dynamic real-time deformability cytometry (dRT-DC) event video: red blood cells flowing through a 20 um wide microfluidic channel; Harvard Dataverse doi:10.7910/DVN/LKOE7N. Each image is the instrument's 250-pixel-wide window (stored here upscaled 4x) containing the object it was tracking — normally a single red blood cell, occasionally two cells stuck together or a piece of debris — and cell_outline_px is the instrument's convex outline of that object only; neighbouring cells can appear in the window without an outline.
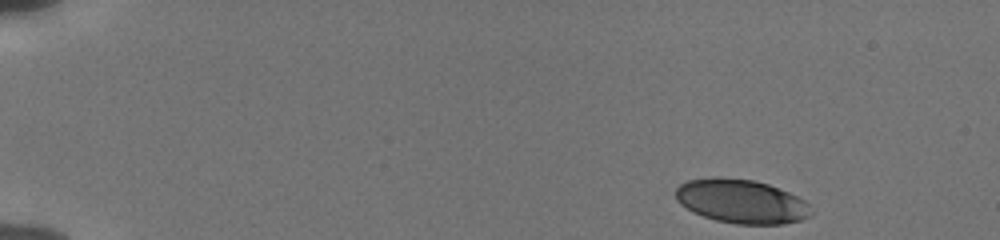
{"species": "human", "species_latin": "Homo sapiens", "temperature_condition": "cold", "stored_images_in_passage": 49, "camera_frame_rate_fps": 3000, "um_per_image_px": 0.085, "donor": {"sex": "male"}, "frame": {"image": 1, "passage_image": 1, "time_ms": 0.0, "image_size_px": [1000, 240], "cell_outline_px": [[812, 216], [800, 220], [784, 224], [736, 224], [716, 220], [692, 212], [680, 204], [676, 200], [676, 188], [680, 184], [688, 180], [720, 176], [752, 180], [768, 184], [788, 192], [804, 200], [808, 204], [812, 212]], "centroid_in_image_um": [63.0, 17.11], "position_along_channel_um": 22.0, "area_um2": 34.74}}
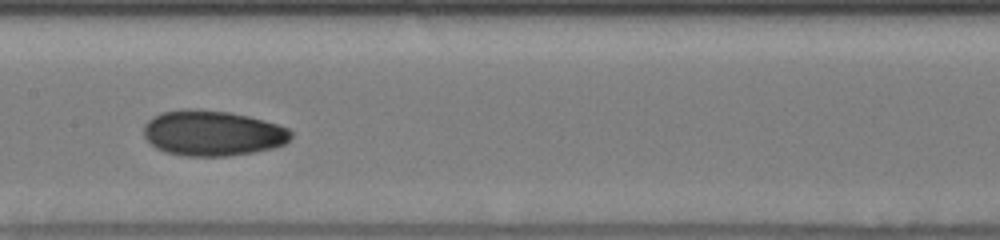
{"frame": {"image": 2, "passage_image": 24, "time_ms": 7.667, "image_size_px": [1000, 240], "cell_outline_px": [[292, 136], [284, 144], [276, 148], [228, 156], [184, 156], [164, 152], [156, 148], [144, 136], [144, 124], [152, 116], [160, 112], [188, 108], [192, 108], [228, 112], [248, 116], [264, 120], [288, 128], [292, 132]], "centroid_in_image_um": [18.05, 11.31], "position_along_channel_um": 189.4, "area_um2": 39.19}}
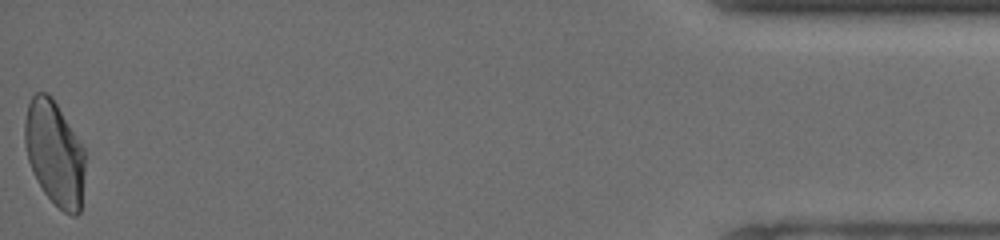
{"frame": {"image": 3, "passage_image": 49, "time_ms": 16.0, "image_size_px": [1000, 240], "cell_outline_px": [[84, 172], [80, 212], [76, 216], [72, 216], [64, 212], [44, 192], [32, 172], [28, 160], [24, 144], [24, 120], [28, 104], [32, 96], [36, 92], [48, 92], [52, 96], [84, 148]], "centroid_in_image_um": [4.62, 12.99], "position_along_channel_um": 430.6, "area_um2": 36.76}, "authors_computed_cell_mechanics": {"area_um2": 36.8764, "velocity_mm_per_s": 3.8444, "shape_relaxation_time_tau1_ms": 4.9191, "shape_relaxation_time_tau2_ms": 1.2974, "deformation_change_tau1": 0.1448, "deformation_change_tau2": 0.0464}}